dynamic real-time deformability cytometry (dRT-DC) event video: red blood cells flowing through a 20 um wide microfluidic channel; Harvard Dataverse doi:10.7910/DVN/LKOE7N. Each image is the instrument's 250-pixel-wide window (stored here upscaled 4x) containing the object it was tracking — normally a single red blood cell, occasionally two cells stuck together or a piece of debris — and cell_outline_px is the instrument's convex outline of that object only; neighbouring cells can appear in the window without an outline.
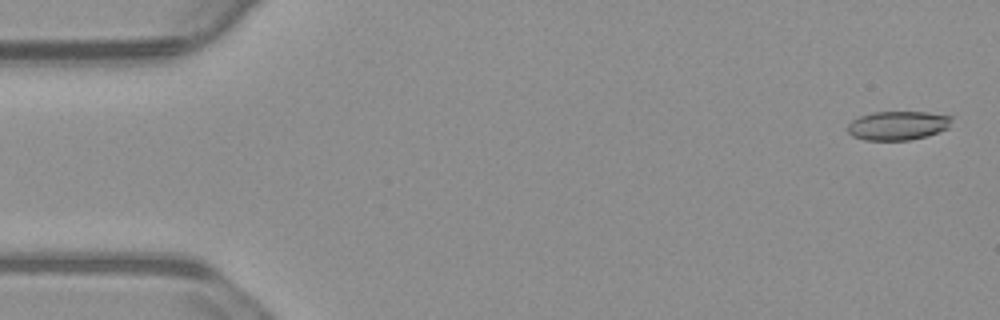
{"species": "common noctule bat (a hibernating species)", "species_latin": "Nyctalus noctula", "temperature_condition": "warm", "stored_images_in_passage": 56, "camera_frame_rate_fps": 3000, "um_per_image_px": 0.085, "animal": {"sex": "male", "body_mass_g": 23.1, "forearm_length_mm": 52.7}, "frame": {"image": 1, "passage_image": 2, "time_ms": 0.333, "image_size_px": [1000, 320], "cell_outline_px": [[952, 116], [948, 128], [924, 136], [908, 140], [864, 140], [852, 136], [848, 132], [848, 124], [852, 120], [860, 116], [872, 112], [928, 112]], "centroid_in_image_um": [76.28, 10.66], "position_along_channel_um": 8.7, "area_um2": 17.4}}
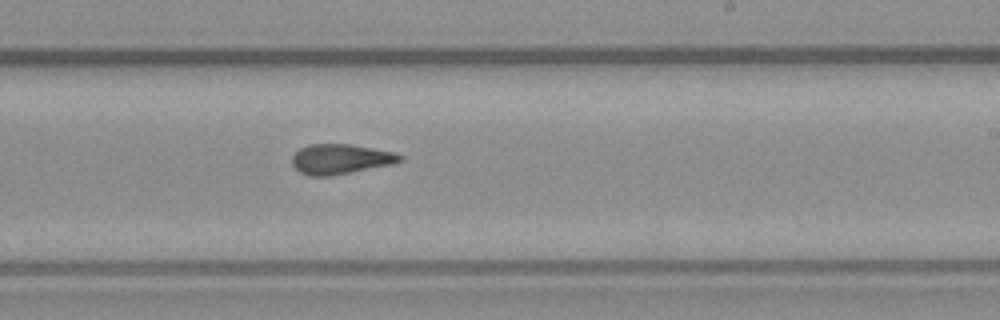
{"frame": {"image": 2, "passage_image": 33, "time_ms": 10.667, "image_size_px": [1000, 320], "cell_outline_px": [[404, 160], [392, 164], [332, 176], [308, 176], [300, 172], [292, 164], [292, 156], [300, 148], [308, 144], [352, 144], [396, 152], [404, 156]], "centroid_in_image_um": [28.97, 13.52], "position_along_channel_um": 260.0, "area_um2": 19.07}}
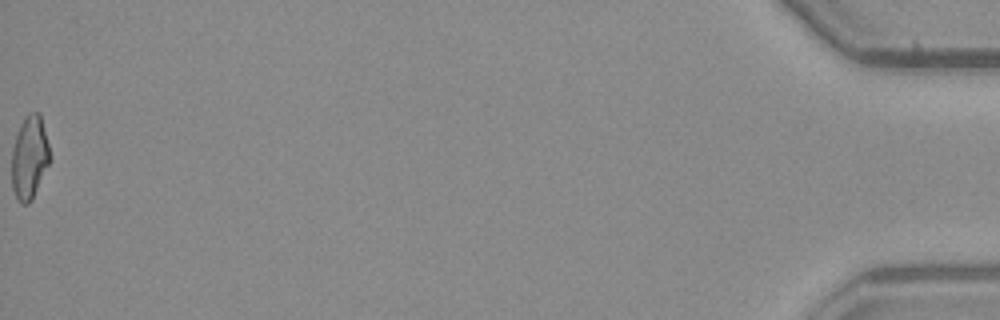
{"frame": {"image": 3, "passage_image": 56, "time_ms": 18.333, "image_size_px": [1000, 320], "cell_outline_px": [[48, 164], [32, 200], [28, 204], [20, 204], [12, 188], [12, 148], [20, 124], [24, 116], [28, 112], [40, 112], [48, 144]], "centroid_in_image_um": [2.48, 13.37], "position_along_channel_um": 432.7, "area_um2": 18.26}, "authors_computed_cell_mechanics": {"area_um2": 18.8139, "velocity_mm_per_s": 3.7288, "shape_relaxation_time_tau1_ms": null, "shape_relaxation_time_tau2_ms": 2.4373, "deformation_change_tau1": null, "deformation_change_tau2": 0.1097}}